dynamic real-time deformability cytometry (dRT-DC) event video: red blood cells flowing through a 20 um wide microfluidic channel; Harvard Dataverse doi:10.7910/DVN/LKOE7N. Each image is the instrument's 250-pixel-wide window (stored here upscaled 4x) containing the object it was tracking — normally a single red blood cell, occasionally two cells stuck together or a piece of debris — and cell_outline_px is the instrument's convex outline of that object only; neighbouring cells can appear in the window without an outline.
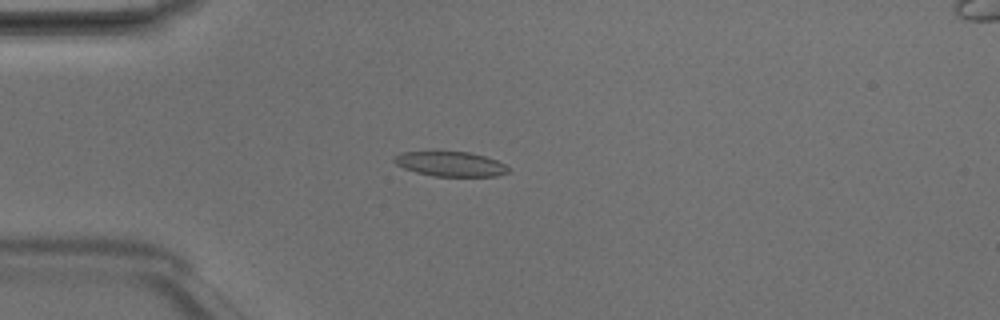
{"species": "Egyptian fruit bat (a non-hibernating species)", "species_latin": "Rousettus aegyptiacus", "temperature_condition": "room temperature", "stored_images_in_passage": 4, "camera_frame_rate_fps": 3000, "um_per_image_px": 0.085, "animal": {"sex": "male"}, "frame": {"image": 1, "passage_image": 4, "time_ms": 1.0, "image_size_px": [1000, 320], "cell_outline_px": [[508, 172], [496, 176], [432, 176], [416, 172], [404, 168], [396, 164], [392, 160], [392, 156], [400, 152], [468, 152], [484, 156], [496, 160], [504, 164], [508, 168]], "centroid_in_image_um": [38.23, 13.94], "position_along_channel_um": 46.8, "area_um2": 16.36}}